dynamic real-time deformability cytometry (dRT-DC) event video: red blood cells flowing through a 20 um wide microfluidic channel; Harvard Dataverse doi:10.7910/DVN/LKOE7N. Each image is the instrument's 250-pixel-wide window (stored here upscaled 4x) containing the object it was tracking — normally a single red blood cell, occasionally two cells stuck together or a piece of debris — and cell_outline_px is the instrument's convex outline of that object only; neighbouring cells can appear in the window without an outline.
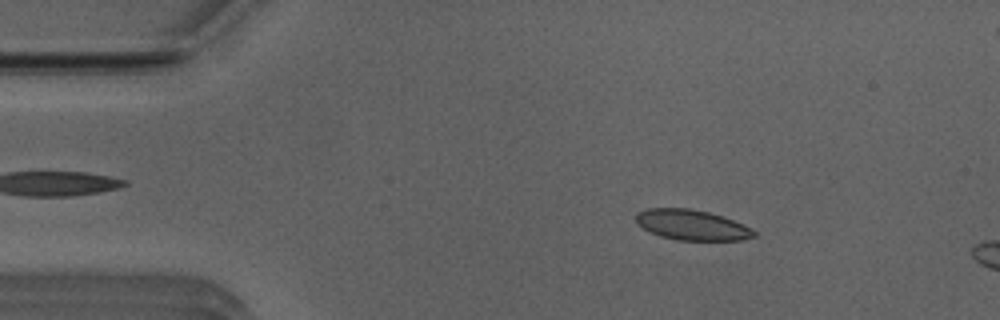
{"species": "Egyptian fruit bat (a non-hibernating species)", "species_latin": "Rousettus aegyptiacus", "temperature_condition": "room temperature", "stored_images_in_passage": 12, "camera_frame_rate_fps": 3000, "um_per_image_px": 0.085, "animal": {"sex": "male"}, "frame": {"image": 1, "passage_image": 7, "time_ms": 2.0, "image_size_px": [1000, 320], "cell_outline_px": [[756, 236], [744, 240], [676, 240], [660, 236], [648, 232], [636, 224], [636, 212], [648, 208], [688, 208], [708, 212], [732, 220], [752, 228], [756, 232]], "centroid_in_image_um": [58.77, 19.13], "position_along_channel_um": 26.2, "area_um2": 20.98}}